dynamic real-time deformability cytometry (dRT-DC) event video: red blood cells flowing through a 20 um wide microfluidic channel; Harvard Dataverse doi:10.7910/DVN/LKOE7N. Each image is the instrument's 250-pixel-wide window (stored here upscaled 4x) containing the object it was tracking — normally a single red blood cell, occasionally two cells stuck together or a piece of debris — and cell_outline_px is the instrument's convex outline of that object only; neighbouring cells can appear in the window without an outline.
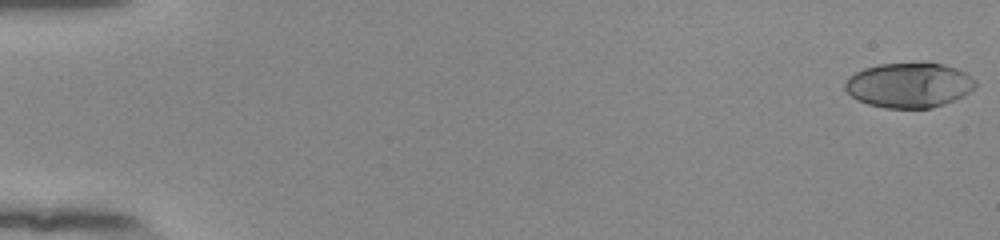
{"species": "human", "species_latin": "Homo sapiens", "temperature_condition": "room temperature", "stored_images_in_passage": 54, "camera_frame_rate_fps": 3000, "um_per_image_px": 0.085, "donor": {"sex": "female"}, "frame": {"image": 1, "passage_image": 1, "time_ms": 0.0, "image_size_px": [1000, 240], "cell_outline_px": [[976, 84], [964, 96], [944, 104], [932, 108], [888, 108], [868, 104], [856, 100], [844, 88], [844, 80], [848, 76], [864, 68], [880, 64], [944, 64], [956, 68], [972, 76], [976, 80]], "centroid_in_image_um": [77.25, 7.25], "position_along_channel_um": 7.8, "area_um2": 33.99}}
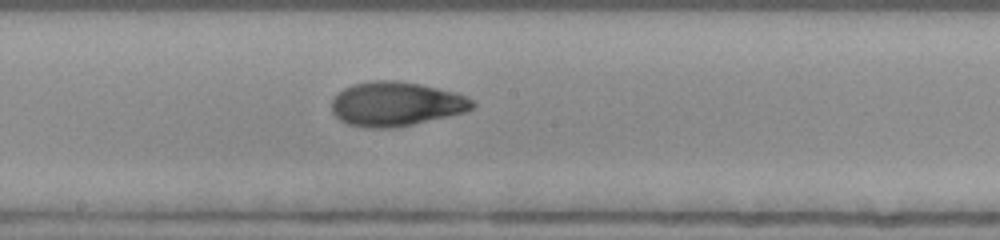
{"frame": {"image": 2, "passage_image": 31, "time_ms": 10.0, "image_size_px": [1000, 240], "cell_outline_px": [[476, 104], [472, 108], [464, 112], [448, 116], [396, 128], [368, 128], [348, 124], [340, 120], [332, 112], [332, 100], [344, 88], [352, 84], [372, 80], [396, 80], [420, 84], [452, 92], [464, 96], [472, 100]], "centroid_in_image_um": [33.63, 8.84], "position_along_channel_um": 214.6, "area_um2": 36.13}}
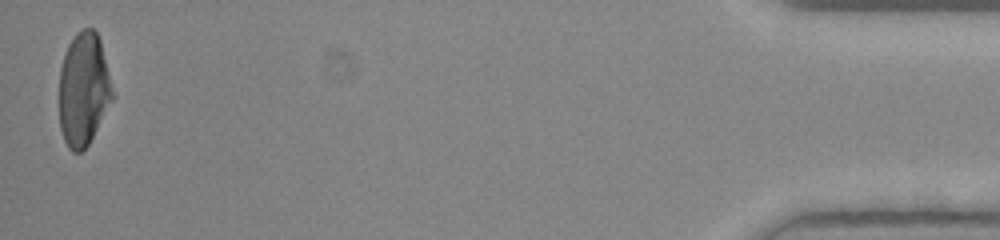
{"frame": {"image": 3, "passage_image": 54, "time_ms": 17.667, "image_size_px": [1000, 240], "cell_outline_px": [[112, 100], [88, 144], [80, 152], [72, 152], [68, 148], [64, 140], [60, 128], [60, 68], [68, 44], [76, 32], [84, 28], [92, 28], [96, 32], [100, 40], [112, 88]], "centroid_in_image_um": [7.08, 7.58], "position_along_channel_um": 428.1, "area_um2": 34.62}, "authors_computed_cell_mechanics": {"area_um2": 35.1424, "velocity_mm_per_s": 3.8855, "shape_relaxation_time_tau1_ms": 3.8991, "shape_relaxation_time_tau2_ms": 1.4498, "deformation_change_tau1": 0.2102, "deformation_change_tau2": 0.0637}}